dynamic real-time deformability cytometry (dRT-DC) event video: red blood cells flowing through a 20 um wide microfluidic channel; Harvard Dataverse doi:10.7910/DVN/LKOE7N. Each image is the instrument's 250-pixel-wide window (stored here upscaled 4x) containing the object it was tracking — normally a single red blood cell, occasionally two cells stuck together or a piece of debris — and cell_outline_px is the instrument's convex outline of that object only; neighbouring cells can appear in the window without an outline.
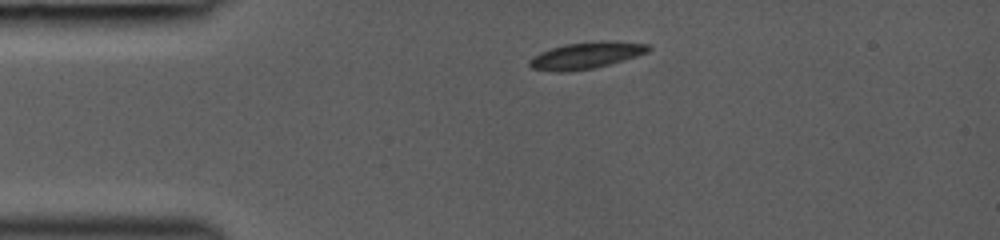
{"species": "common noctule bat (a hibernating species)", "species_latin": "Nyctalus noctula", "temperature_condition": "room temperature", "stored_images_in_passage": 2, "camera_frame_rate_fps": 3000, "um_per_image_px": 0.085, "animal": {"sex": "female", "body_mass_g": 19.0, "forearm_length_mm": 53.3}, "frame": {"image": 1, "passage_image": 1, "time_ms": 0.0, "image_size_px": [1000, 240], "cell_outline_px": [[652, 48], [648, 52], [624, 60], [592, 68], [568, 72], [556, 72], [532, 68], [528, 64], [528, 60], [532, 56], [540, 52], [552, 48], [568, 44], [648, 44]], "centroid_in_image_um": [49.68, 4.78], "position_along_channel_um": 35.3, "area_um2": 17.17}}